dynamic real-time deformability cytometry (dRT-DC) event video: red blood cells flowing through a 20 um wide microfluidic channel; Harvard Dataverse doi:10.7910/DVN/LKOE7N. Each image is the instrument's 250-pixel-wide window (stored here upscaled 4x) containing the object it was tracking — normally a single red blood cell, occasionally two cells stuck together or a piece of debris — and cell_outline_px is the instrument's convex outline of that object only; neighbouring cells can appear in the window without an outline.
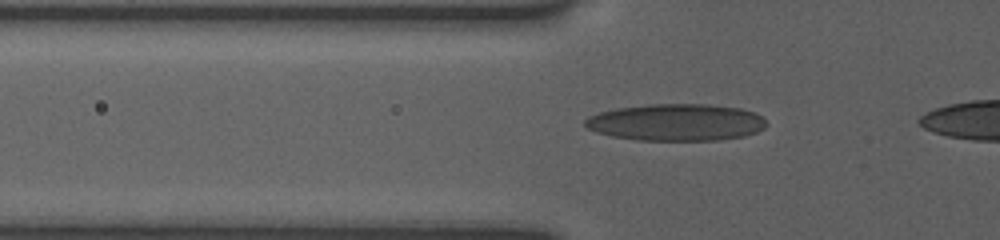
{"species": "human", "species_latin": "Homo sapiens", "temperature_condition": "room temperature", "stored_images_in_passage": 35, "camera_frame_rate_fps": 3000, "um_per_image_px": 0.085, "donor": {"sex": "female"}, "frame": {"image": 1, "passage_image": 6, "time_ms": 1.667, "image_size_px": [1000, 240], "cell_outline_px": [[768, 124], [764, 128], [756, 132], [744, 136], [720, 140], [636, 140], [612, 136], [596, 132], [588, 128], [584, 124], [584, 120], [588, 116], [600, 112], [616, 108], [648, 104], [708, 104], [740, 108], [752, 112], [760, 116]], "centroid_in_image_um": [57.46, 10.4], "position_along_channel_um": 68.3, "area_um2": 39.07}}
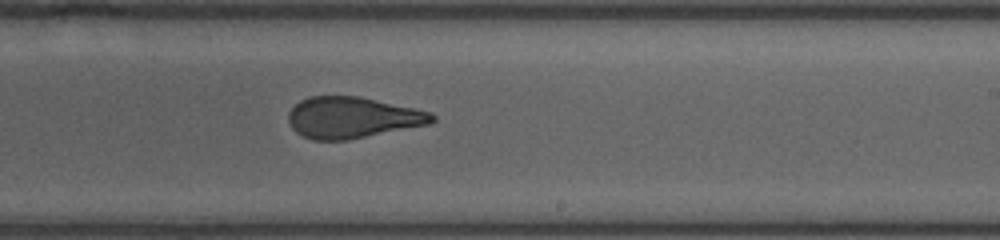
{"frame": {"image": 2, "passage_image": 21, "time_ms": 6.667, "image_size_px": [1000, 240], "cell_outline_px": [[436, 120], [432, 124], [348, 140], [312, 140], [296, 132], [292, 128], [288, 120], [288, 112], [300, 100], [308, 96], [360, 96], [432, 112], [436, 116]], "centroid_in_image_um": [29.98, 9.99], "position_along_channel_um": 259.0, "area_um2": 34.8}}
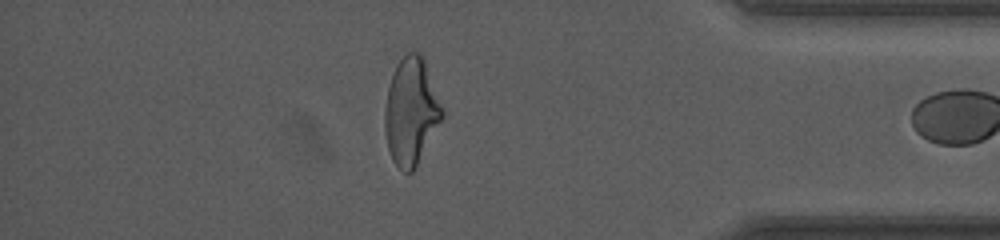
{"frame": {"image": 3, "passage_image": 34, "time_ms": 11.0, "image_size_px": [1000, 240], "cell_outline_px": [[444, 116], [416, 168], [412, 172], [404, 172], [392, 160], [388, 148], [384, 128], [384, 108], [388, 88], [396, 64], [408, 52], [420, 52], [424, 56], [444, 112]], "centroid_in_image_um": [34.95, 9.47], "position_along_channel_um": 400.3, "area_um2": 35.95}}